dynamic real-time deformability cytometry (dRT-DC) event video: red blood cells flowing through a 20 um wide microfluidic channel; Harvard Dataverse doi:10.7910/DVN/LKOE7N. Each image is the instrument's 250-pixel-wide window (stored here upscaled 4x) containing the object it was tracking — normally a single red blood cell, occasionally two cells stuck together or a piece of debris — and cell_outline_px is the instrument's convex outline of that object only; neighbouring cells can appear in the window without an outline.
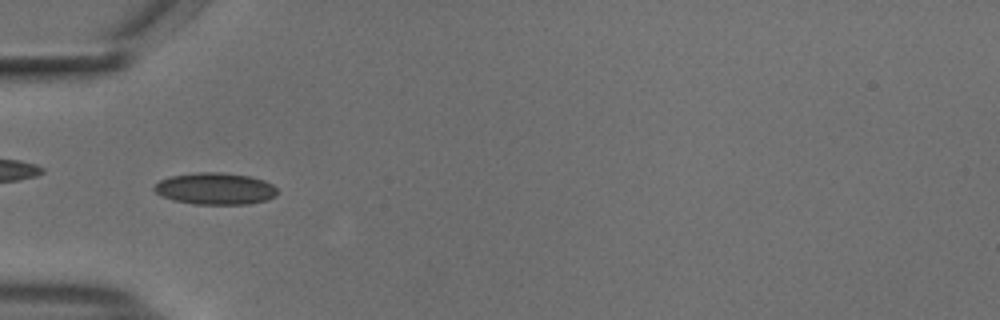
{"species": "common noctule bat (a hibernating species)", "species_latin": "Nyctalus noctula", "temperature_condition": "cold", "stored_images_in_passage": 39, "camera_frame_rate_fps": 3000, "um_per_image_px": 0.085, "animal": {"sex": "male", "body_mass_g": 18.8}, "frame": {"image": 1, "passage_image": 3, "time_ms": 0.667, "image_size_px": [1000, 320], "cell_outline_px": [[276, 196], [268, 200], [248, 204], [192, 204], [172, 200], [160, 196], [152, 188], [160, 180], [172, 176], [196, 172], [220, 172], [248, 176], [264, 180], [272, 184], [276, 188]], "centroid_in_image_um": [18.28, 16.04], "position_along_channel_um": 66.7, "area_um2": 22.89}}
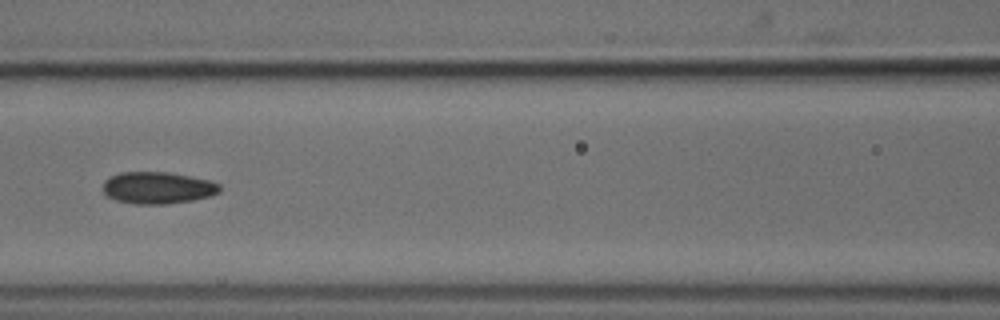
{"frame": {"image": 2, "passage_image": 10, "time_ms": 3.0, "image_size_px": [1000, 320], "cell_outline_px": [[220, 192], [212, 196], [192, 200], [168, 204], [132, 204], [116, 200], [108, 196], [104, 192], [104, 180], [120, 172], [168, 172], [208, 180], [220, 184]], "centroid_in_image_um": [13.42, 15.97], "position_along_channel_um": 153.2, "area_um2": 21.68}}
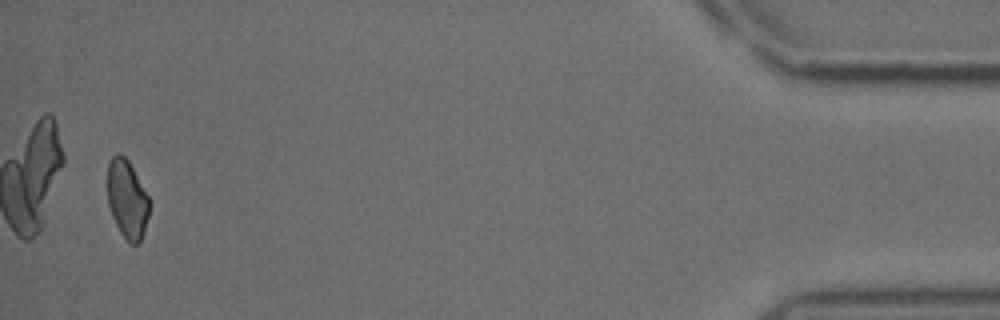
{"frame": {"image": 3, "passage_image": 38, "time_ms": 12.333, "image_size_px": [1000, 320], "cell_outline_px": [[152, 200], [144, 232], [140, 240], [136, 244], [128, 244], [120, 232], [112, 216], [108, 204], [108, 164], [112, 156], [116, 152], [120, 152], [128, 160]], "centroid_in_image_um": [10.83, 16.92], "position_along_channel_um": 424.4, "area_um2": 19.48}, "authors_computed_cell_mechanics": {"area_um2": 20.9236, "velocity_mm_per_s": 3.7285, "shape_relaxation_time_tau1_ms": null, "shape_relaxation_time_tau2_ms": 3.537, "deformation_change_tau1": null, "deformation_change_tau2": 0.0826}}